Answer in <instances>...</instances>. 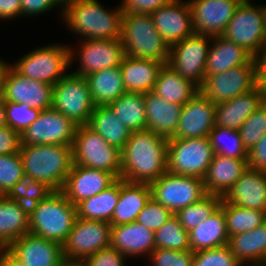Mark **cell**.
I'll return each mask as SVG.
<instances>
[{
	"label": "cell",
	"instance_id": "6da1fadb",
	"mask_svg": "<svg viewBox=\"0 0 266 266\" xmlns=\"http://www.w3.org/2000/svg\"><path fill=\"white\" fill-rule=\"evenodd\" d=\"M121 154L123 180L150 184L168 171V139L149 129L131 132Z\"/></svg>",
	"mask_w": 266,
	"mask_h": 266
},
{
	"label": "cell",
	"instance_id": "7a4b0ae2",
	"mask_svg": "<svg viewBox=\"0 0 266 266\" xmlns=\"http://www.w3.org/2000/svg\"><path fill=\"white\" fill-rule=\"evenodd\" d=\"M123 12L106 10L98 0H84L63 9L62 19L70 30L86 39H120Z\"/></svg>",
	"mask_w": 266,
	"mask_h": 266
},
{
	"label": "cell",
	"instance_id": "3957f363",
	"mask_svg": "<svg viewBox=\"0 0 266 266\" xmlns=\"http://www.w3.org/2000/svg\"><path fill=\"white\" fill-rule=\"evenodd\" d=\"M24 174L49 186L62 190L73 165L72 146L40 144L20 146Z\"/></svg>",
	"mask_w": 266,
	"mask_h": 266
},
{
	"label": "cell",
	"instance_id": "277c9868",
	"mask_svg": "<svg viewBox=\"0 0 266 266\" xmlns=\"http://www.w3.org/2000/svg\"><path fill=\"white\" fill-rule=\"evenodd\" d=\"M29 217L30 233L63 244L77 218V208L61 190L54 191L29 207Z\"/></svg>",
	"mask_w": 266,
	"mask_h": 266
},
{
	"label": "cell",
	"instance_id": "5b68a950",
	"mask_svg": "<svg viewBox=\"0 0 266 266\" xmlns=\"http://www.w3.org/2000/svg\"><path fill=\"white\" fill-rule=\"evenodd\" d=\"M120 39L125 55L168 63L170 47L158 33L151 14L122 15Z\"/></svg>",
	"mask_w": 266,
	"mask_h": 266
},
{
	"label": "cell",
	"instance_id": "8992f818",
	"mask_svg": "<svg viewBox=\"0 0 266 266\" xmlns=\"http://www.w3.org/2000/svg\"><path fill=\"white\" fill-rule=\"evenodd\" d=\"M74 49L59 43L35 48L20 57L12 67L24 77L55 85L75 61Z\"/></svg>",
	"mask_w": 266,
	"mask_h": 266
},
{
	"label": "cell",
	"instance_id": "52a82bcc",
	"mask_svg": "<svg viewBox=\"0 0 266 266\" xmlns=\"http://www.w3.org/2000/svg\"><path fill=\"white\" fill-rule=\"evenodd\" d=\"M73 164L104 170L121 178V150L87 125H79L72 144Z\"/></svg>",
	"mask_w": 266,
	"mask_h": 266
},
{
	"label": "cell",
	"instance_id": "ba28073f",
	"mask_svg": "<svg viewBox=\"0 0 266 266\" xmlns=\"http://www.w3.org/2000/svg\"><path fill=\"white\" fill-rule=\"evenodd\" d=\"M222 36L255 58L266 45V5L240 3Z\"/></svg>",
	"mask_w": 266,
	"mask_h": 266
},
{
	"label": "cell",
	"instance_id": "9c48e42d",
	"mask_svg": "<svg viewBox=\"0 0 266 266\" xmlns=\"http://www.w3.org/2000/svg\"><path fill=\"white\" fill-rule=\"evenodd\" d=\"M95 104L87 79L72 72L53 85L52 108L76 125H87Z\"/></svg>",
	"mask_w": 266,
	"mask_h": 266
},
{
	"label": "cell",
	"instance_id": "30bf717a",
	"mask_svg": "<svg viewBox=\"0 0 266 266\" xmlns=\"http://www.w3.org/2000/svg\"><path fill=\"white\" fill-rule=\"evenodd\" d=\"M214 150L208 136L168 139V172L204 179Z\"/></svg>",
	"mask_w": 266,
	"mask_h": 266
},
{
	"label": "cell",
	"instance_id": "8fae6325",
	"mask_svg": "<svg viewBox=\"0 0 266 266\" xmlns=\"http://www.w3.org/2000/svg\"><path fill=\"white\" fill-rule=\"evenodd\" d=\"M151 197L173 214L207 195L204 180L166 172L150 183Z\"/></svg>",
	"mask_w": 266,
	"mask_h": 266
},
{
	"label": "cell",
	"instance_id": "7c38bea8",
	"mask_svg": "<svg viewBox=\"0 0 266 266\" xmlns=\"http://www.w3.org/2000/svg\"><path fill=\"white\" fill-rule=\"evenodd\" d=\"M257 86V62L235 66L222 73L205 75L200 91L215 105L227 102Z\"/></svg>",
	"mask_w": 266,
	"mask_h": 266
},
{
	"label": "cell",
	"instance_id": "4fadbf2b",
	"mask_svg": "<svg viewBox=\"0 0 266 266\" xmlns=\"http://www.w3.org/2000/svg\"><path fill=\"white\" fill-rule=\"evenodd\" d=\"M110 222L77 217L66 241L63 256L68 261H83L88 256L111 245Z\"/></svg>",
	"mask_w": 266,
	"mask_h": 266
},
{
	"label": "cell",
	"instance_id": "5bb4252c",
	"mask_svg": "<svg viewBox=\"0 0 266 266\" xmlns=\"http://www.w3.org/2000/svg\"><path fill=\"white\" fill-rule=\"evenodd\" d=\"M212 37L194 34L170 47L167 65L196 84L199 88L205 80V66Z\"/></svg>",
	"mask_w": 266,
	"mask_h": 266
},
{
	"label": "cell",
	"instance_id": "9a60e30c",
	"mask_svg": "<svg viewBox=\"0 0 266 266\" xmlns=\"http://www.w3.org/2000/svg\"><path fill=\"white\" fill-rule=\"evenodd\" d=\"M78 125L53 108L42 110L20 135L21 146L58 144L72 146Z\"/></svg>",
	"mask_w": 266,
	"mask_h": 266
},
{
	"label": "cell",
	"instance_id": "2e32d148",
	"mask_svg": "<svg viewBox=\"0 0 266 266\" xmlns=\"http://www.w3.org/2000/svg\"><path fill=\"white\" fill-rule=\"evenodd\" d=\"M195 34L221 36L233 18L239 0H188Z\"/></svg>",
	"mask_w": 266,
	"mask_h": 266
},
{
	"label": "cell",
	"instance_id": "e0dca14e",
	"mask_svg": "<svg viewBox=\"0 0 266 266\" xmlns=\"http://www.w3.org/2000/svg\"><path fill=\"white\" fill-rule=\"evenodd\" d=\"M158 33L169 47L195 34L188 1L171 0L151 14Z\"/></svg>",
	"mask_w": 266,
	"mask_h": 266
},
{
	"label": "cell",
	"instance_id": "ac0fdd59",
	"mask_svg": "<svg viewBox=\"0 0 266 266\" xmlns=\"http://www.w3.org/2000/svg\"><path fill=\"white\" fill-rule=\"evenodd\" d=\"M78 49L80 67L74 74L87 76L104 69L120 66L125 56L121 39H82Z\"/></svg>",
	"mask_w": 266,
	"mask_h": 266
},
{
	"label": "cell",
	"instance_id": "d6986e66",
	"mask_svg": "<svg viewBox=\"0 0 266 266\" xmlns=\"http://www.w3.org/2000/svg\"><path fill=\"white\" fill-rule=\"evenodd\" d=\"M6 249L26 266H61L65 261L62 244L30 232Z\"/></svg>",
	"mask_w": 266,
	"mask_h": 266
},
{
	"label": "cell",
	"instance_id": "ffe728a7",
	"mask_svg": "<svg viewBox=\"0 0 266 266\" xmlns=\"http://www.w3.org/2000/svg\"><path fill=\"white\" fill-rule=\"evenodd\" d=\"M216 105L199 91L182 106L179 125L169 139H186L208 136L215 126Z\"/></svg>",
	"mask_w": 266,
	"mask_h": 266
},
{
	"label": "cell",
	"instance_id": "44dd1931",
	"mask_svg": "<svg viewBox=\"0 0 266 266\" xmlns=\"http://www.w3.org/2000/svg\"><path fill=\"white\" fill-rule=\"evenodd\" d=\"M118 178L107 171L73 164L62 192L75 206L112 185Z\"/></svg>",
	"mask_w": 266,
	"mask_h": 266
},
{
	"label": "cell",
	"instance_id": "7402d4cb",
	"mask_svg": "<svg viewBox=\"0 0 266 266\" xmlns=\"http://www.w3.org/2000/svg\"><path fill=\"white\" fill-rule=\"evenodd\" d=\"M52 99L53 85L24 77L11 67L6 78L4 101L27 103L42 111L52 108Z\"/></svg>",
	"mask_w": 266,
	"mask_h": 266
},
{
	"label": "cell",
	"instance_id": "603a6c76",
	"mask_svg": "<svg viewBox=\"0 0 266 266\" xmlns=\"http://www.w3.org/2000/svg\"><path fill=\"white\" fill-rule=\"evenodd\" d=\"M266 101V91L257 85L230 101L216 104L215 125L240 130L249 116Z\"/></svg>",
	"mask_w": 266,
	"mask_h": 266
},
{
	"label": "cell",
	"instance_id": "cb8c5ba5",
	"mask_svg": "<svg viewBox=\"0 0 266 266\" xmlns=\"http://www.w3.org/2000/svg\"><path fill=\"white\" fill-rule=\"evenodd\" d=\"M222 199L233 205L266 212V172L248 168Z\"/></svg>",
	"mask_w": 266,
	"mask_h": 266
},
{
	"label": "cell",
	"instance_id": "d4e9b609",
	"mask_svg": "<svg viewBox=\"0 0 266 266\" xmlns=\"http://www.w3.org/2000/svg\"><path fill=\"white\" fill-rule=\"evenodd\" d=\"M126 258L146 255L155 249L154 231L138 222L111 226V245ZM137 255V256H136Z\"/></svg>",
	"mask_w": 266,
	"mask_h": 266
},
{
	"label": "cell",
	"instance_id": "484cf974",
	"mask_svg": "<svg viewBox=\"0 0 266 266\" xmlns=\"http://www.w3.org/2000/svg\"><path fill=\"white\" fill-rule=\"evenodd\" d=\"M147 129L167 139L172 138L178 128L182 106L170 103L153 91L143 93Z\"/></svg>",
	"mask_w": 266,
	"mask_h": 266
},
{
	"label": "cell",
	"instance_id": "4316f807",
	"mask_svg": "<svg viewBox=\"0 0 266 266\" xmlns=\"http://www.w3.org/2000/svg\"><path fill=\"white\" fill-rule=\"evenodd\" d=\"M248 168V159L214 154L203 179L207 194L223 197Z\"/></svg>",
	"mask_w": 266,
	"mask_h": 266
},
{
	"label": "cell",
	"instance_id": "83f0119b",
	"mask_svg": "<svg viewBox=\"0 0 266 266\" xmlns=\"http://www.w3.org/2000/svg\"><path fill=\"white\" fill-rule=\"evenodd\" d=\"M163 65L159 61L125 55L120 65L125 90L134 93L153 91Z\"/></svg>",
	"mask_w": 266,
	"mask_h": 266
},
{
	"label": "cell",
	"instance_id": "f1b7e54d",
	"mask_svg": "<svg viewBox=\"0 0 266 266\" xmlns=\"http://www.w3.org/2000/svg\"><path fill=\"white\" fill-rule=\"evenodd\" d=\"M151 198L149 183L129 182L121 178L118 203L110 221L112 226L135 222L137 215Z\"/></svg>",
	"mask_w": 266,
	"mask_h": 266
},
{
	"label": "cell",
	"instance_id": "f546056e",
	"mask_svg": "<svg viewBox=\"0 0 266 266\" xmlns=\"http://www.w3.org/2000/svg\"><path fill=\"white\" fill-rule=\"evenodd\" d=\"M29 229V207L6 196L0 198V248H7Z\"/></svg>",
	"mask_w": 266,
	"mask_h": 266
},
{
	"label": "cell",
	"instance_id": "4dcf8cb0",
	"mask_svg": "<svg viewBox=\"0 0 266 266\" xmlns=\"http://www.w3.org/2000/svg\"><path fill=\"white\" fill-rule=\"evenodd\" d=\"M205 66V75L222 73L238 65L247 64L253 56L224 36L212 37Z\"/></svg>",
	"mask_w": 266,
	"mask_h": 266
},
{
	"label": "cell",
	"instance_id": "1f68e13d",
	"mask_svg": "<svg viewBox=\"0 0 266 266\" xmlns=\"http://www.w3.org/2000/svg\"><path fill=\"white\" fill-rule=\"evenodd\" d=\"M228 242L226 218L221 207L189 232L190 249L193 252L225 246Z\"/></svg>",
	"mask_w": 266,
	"mask_h": 266
},
{
	"label": "cell",
	"instance_id": "d6a6232c",
	"mask_svg": "<svg viewBox=\"0 0 266 266\" xmlns=\"http://www.w3.org/2000/svg\"><path fill=\"white\" fill-rule=\"evenodd\" d=\"M95 106H108L127 91L120 66H114L85 76Z\"/></svg>",
	"mask_w": 266,
	"mask_h": 266
},
{
	"label": "cell",
	"instance_id": "836d02e7",
	"mask_svg": "<svg viewBox=\"0 0 266 266\" xmlns=\"http://www.w3.org/2000/svg\"><path fill=\"white\" fill-rule=\"evenodd\" d=\"M231 252L242 265L262 264L266 256V222L229 238Z\"/></svg>",
	"mask_w": 266,
	"mask_h": 266
},
{
	"label": "cell",
	"instance_id": "e575fe53",
	"mask_svg": "<svg viewBox=\"0 0 266 266\" xmlns=\"http://www.w3.org/2000/svg\"><path fill=\"white\" fill-rule=\"evenodd\" d=\"M200 88L192 81L183 78L167 64L160 69L153 92L170 103L184 105L191 100Z\"/></svg>",
	"mask_w": 266,
	"mask_h": 266
},
{
	"label": "cell",
	"instance_id": "d590c367",
	"mask_svg": "<svg viewBox=\"0 0 266 266\" xmlns=\"http://www.w3.org/2000/svg\"><path fill=\"white\" fill-rule=\"evenodd\" d=\"M121 188V178L100 193L80 202L77 217L86 220L110 222L113 211L118 203Z\"/></svg>",
	"mask_w": 266,
	"mask_h": 266
},
{
	"label": "cell",
	"instance_id": "8d00e7d4",
	"mask_svg": "<svg viewBox=\"0 0 266 266\" xmlns=\"http://www.w3.org/2000/svg\"><path fill=\"white\" fill-rule=\"evenodd\" d=\"M87 126L120 150L131 134L109 106H95Z\"/></svg>",
	"mask_w": 266,
	"mask_h": 266
},
{
	"label": "cell",
	"instance_id": "74e56055",
	"mask_svg": "<svg viewBox=\"0 0 266 266\" xmlns=\"http://www.w3.org/2000/svg\"><path fill=\"white\" fill-rule=\"evenodd\" d=\"M108 106L130 132L147 129L143 93L126 92Z\"/></svg>",
	"mask_w": 266,
	"mask_h": 266
},
{
	"label": "cell",
	"instance_id": "f35d334b",
	"mask_svg": "<svg viewBox=\"0 0 266 266\" xmlns=\"http://www.w3.org/2000/svg\"><path fill=\"white\" fill-rule=\"evenodd\" d=\"M225 214L226 229L229 238L239 233L257 228L266 222V212L244 208L225 202L222 199L220 206Z\"/></svg>",
	"mask_w": 266,
	"mask_h": 266
},
{
	"label": "cell",
	"instance_id": "ab89813d",
	"mask_svg": "<svg viewBox=\"0 0 266 266\" xmlns=\"http://www.w3.org/2000/svg\"><path fill=\"white\" fill-rule=\"evenodd\" d=\"M214 154L236 159H248L241 134L238 130H231L221 126H214L208 135Z\"/></svg>",
	"mask_w": 266,
	"mask_h": 266
},
{
	"label": "cell",
	"instance_id": "60d3db41",
	"mask_svg": "<svg viewBox=\"0 0 266 266\" xmlns=\"http://www.w3.org/2000/svg\"><path fill=\"white\" fill-rule=\"evenodd\" d=\"M222 197L219 195L207 194L205 197L179 210L174 215L179 223L190 232L206 220L221 206Z\"/></svg>",
	"mask_w": 266,
	"mask_h": 266
},
{
	"label": "cell",
	"instance_id": "b9f144b4",
	"mask_svg": "<svg viewBox=\"0 0 266 266\" xmlns=\"http://www.w3.org/2000/svg\"><path fill=\"white\" fill-rule=\"evenodd\" d=\"M155 248H164L176 251L190 249L189 232L173 215L165 224L154 232Z\"/></svg>",
	"mask_w": 266,
	"mask_h": 266
},
{
	"label": "cell",
	"instance_id": "7bdbcfd3",
	"mask_svg": "<svg viewBox=\"0 0 266 266\" xmlns=\"http://www.w3.org/2000/svg\"><path fill=\"white\" fill-rule=\"evenodd\" d=\"M54 191L32 176L24 174L18 183L5 195L8 199L18 201L28 207L46 199Z\"/></svg>",
	"mask_w": 266,
	"mask_h": 266
},
{
	"label": "cell",
	"instance_id": "ee69618b",
	"mask_svg": "<svg viewBox=\"0 0 266 266\" xmlns=\"http://www.w3.org/2000/svg\"><path fill=\"white\" fill-rule=\"evenodd\" d=\"M239 132L243 145L249 152L266 133V101L242 124Z\"/></svg>",
	"mask_w": 266,
	"mask_h": 266
},
{
	"label": "cell",
	"instance_id": "f6af8a7d",
	"mask_svg": "<svg viewBox=\"0 0 266 266\" xmlns=\"http://www.w3.org/2000/svg\"><path fill=\"white\" fill-rule=\"evenodd\" d=\"M5 102L7 126L20 135L38 118L41 110L31 108L27 103Z\"/></svg>",
	"mask_w": 266,
	"mask_h": 266
},
{
	"label": "cell",
	"instance_id": "bcb514c9",
	"mask_svg": "<svg viewBox=\"0 0 266 266\" xmlns=\"http://www.w3.org/2000/svg\"><path fill=\"white\" fill-rule=\"evenodd\" d=\"M24 175L20 153L0 155V192L5 196Z\"/></svg>",
	"mask_w": 266,
	"mask_h": 266
},
{
	"label": "cell",
	"instance_id": "7dc6e473",
	"mask_svg": "<svg viewBox=\"0 0 266 266\" xmlns=\"http://www.w3.org/2000/svg\"><path fill=\"white\" fill-rule=\"evenodd\" d=\"M229 245L194 252L193 266H241Z\"/></svg>",
	"mask_w": 266,
	"mask_h": 266
},
{
	"label": "cell",
	"instance_id": "c3c4849f",
	"mask_svg": "<svg viewBox=\"0 0 266 266\" xmlns=\"http://www.w3.org/2000/svg\"><path fill=\"white\" fill-rule=\"evenodd\" d=\"M173 215L174 214L170 210L151 197L137 215L136 222L155 232Z\"/></svg>",
	"mask_w": 266,
	"mask_h": 266
},
{
	"label": "cell",
	"instance_id": "681fc988",
	"mask_svg": "<svg viewBox=\"0 0 266 266\" xmlns=\"http://www.w3.org/2000/svg\"><path fill=\"white\" fill-rule=\"evenodd\" d=\"M148 257L153 266H193L194 252L191 249L176 251L155 248Z\"/></svg>",
	"mask_w": 266,
	"mask_h": 266
},
{
	"label": "cell",
	"instance_id": "f907efd6",
	"mask_svg": "<svg viewBox=\"0 0 266 266\" xmlns=\"http://www.w3.org/2000/svg\"><path fill=\"white\" fill-rule=\"evenodd\" d=\"M126 257L111 246L99 250L83 260L86 266H125Z\"/></svg>",
	"mask_w": 266,
	"mask_h": 266
},
{
	"label": "cell",
	"instance_id": "816d5d0a",
	"mask_svg": "<svg viewBox=\"0 0 266 266\" xmlns=\"http://www.w3.org/2000/svg\"><path fill=\"white\" fill-rule=\"evenodd\" d=\"M171 0H122L120 9L123 15L127 14H152L159 7L166 5Z\"/></svg>",
	"mask_w": 266,
	"mask_h": 266
},
{
	"label": "cell",
	"instance_id": "f5cc1de1",
	"mask_svg": "<svg viewBox=\"0 0 266 266\" xmlns=\"http://www.w3.org/2000/svg\"><path fill=\"white\" fill-rule=\"evenodd\" d=\"M21 146L20 134L9 126L0 127V155L19 153Z\"/></svg>",
	"mask_w": 266,
	"mask_h": 266
},
{
	"label": "cell",
	"instance_id": "db71d44e",
	"mask_svg": "<svg viewBox=\"0 0 266 266\" xmlns=\"http://www.w3.org/2000/svg\"><path fill=\"white\" fill-rule=\"evenodd\" d=\"M21 15L37 16L61 6L58 0H20Z\"/></svg>",
	"mask_w": 266,
	"mask_h": 266
},
{
	"label": "cell",
	"instance_id": "11a10c76",
	"mask_svg": "<svg viewBox=\"0 0 266 266\" xmlns=\"http://www.w3.org/2000/svg\"><path fill=\"white\" fill-rule=\"evenodd\" d=\"M248 166L254 170L266 172V133L248 152Z\"/></svg>",
	"mask_w": 266,
	"mask_h": 266
},
{
	"label": "cell",
	"instance_id": "9f6ffc18",
	"mask_svg": "<svg viewBox=\"0 0 266 266\" xmlns=\"http://www.w3.org/2000/svg\"><path fill=\"white\" fill-rule=\"evenodd\" d=\"M21 15L20 0H0V19L18 18Z\"/></svg>",
	"mask_w": 266,
	"mask_h": 266
},
{
	"label": "cell",
	"instance_id": "6f0895ef",
	"mask_svg": "<svg viewBox=\"0 0 266 266\" xmlns=\"http://www.w3.org/2000/svg\"><path fill=\"white\" fill-rule=\"evenodd\" d=\"M255 58L257 62V85L266 91V45Z\"/></svg>",
	"mask_w": 266,
	"mask_h": 266
},
{
	"label": "cell",
	"instance_id": "680465c9",
	"mask_svg": "<svg viewBox=\"0 0 266 266\" xmlns=\"http://www.w3.org/2000/svg\"><path fill=\"white\" fill-rule=\"evenodd\" d=\"M0 266H26L6 248H0Z\"/></svg>",
	"mask_w": 266,
	"mask_h": 266
},
{
	"label": "cell",
	"instance_id": "91938a15",
	"mask_svg": "<svg viewBox=\"0 0 266 266\" xmlns=\"http://www.w3.org/2000/svg\"><path fill=\"white\" fill-rule=\"evenodd\" d=\"M12 65L0 59V100L3 99L6 78Z\"/></svg>",
	"mask_w": 266,
	"mask_h": 266
},
{
	"label": "cell",
	"instance_id": "94428289",
	"mask_svg": "<svg viewBox=\"0 0 266 266\" xmlns=\"http://www.w3.org/2000/svg\"><path fill=\"white\" fill-rule=\"evenodd\" d=\"M7 126L5 102L3 99L0 100V127Z\"/></svg>",
	"mask_w": 266,
	"mask_h": 266
},
{
	"label": "cell",
	"instance_id": "6125c7cd",
	"mask_svg": "<svg viewBox=\"0 0 266 266\" xmlns=\"http://www.w3.org/2000/svg\"><path fill=\"white\" fill-rule=\"evenodd\" d=\"M61 266H86L83 261H68L65 260Z\"/></svg>",
	"mask_w": 266,
	"mask_h": 266
},
{
	"label": "cell",
	"instance_id": "be15d7a7",
	"mask_svg": "<svg viewBox=\"0 0 266 266\" xmlns=\"http://www.w3.org/2000/svg\"><path fill=\"white\" fill-rule=\"evenodd\" d=\"M61 7L64 9L65 7H67L69 4L75 3V2H79V1H84V0H58Z\"/></svg>",
	"mask_w": 266,
	"mask_h": 266
},
{
	"label": "cell",
	"instance_id": "e7e4bbea",
	"mask_svg": "<svg viewBox=\"0 0 266 266\" xmlns=\"http://www.w3.org/2000/svg\"><path fill=\"white\" fill-rule=\"evenodd\" d=\"M240 3H251L250 0H239Z\"/></svg>",
	"mask_w": 266,
	"mask_h": 266
},
{
	"label": "cell",
	"instance_id": "03108f58",
	"mask_svg": "<svg viewBox=\"0 0 266 266\" xmlns=\"http://www.w3.org/2000/svg\"><path fill=\"white\" fill-rule=\"evenodd\" d=\"M243 266V265H241ZM245 266H248V265H245ZM249 266H262L261 264H249Z\"/></svg>",
	"mask_w": 266,
	"mask_h": 266
},
{
	"label": "cell",
	"instance_id": "003e7915",
	"mask_svg": "<svg viewBox=\"0 0 266 266\" xmlns=\"http://www.w3.org/2000/svg\"><path fill=\"white\" fill-rule=\"evenodd\" d=\"M261 265H262V266H266V256H265V259H264V261L262 262Z\"/></svg>",
	"mask_w": 266,
	"mask_h": 266
}]
</instances>
